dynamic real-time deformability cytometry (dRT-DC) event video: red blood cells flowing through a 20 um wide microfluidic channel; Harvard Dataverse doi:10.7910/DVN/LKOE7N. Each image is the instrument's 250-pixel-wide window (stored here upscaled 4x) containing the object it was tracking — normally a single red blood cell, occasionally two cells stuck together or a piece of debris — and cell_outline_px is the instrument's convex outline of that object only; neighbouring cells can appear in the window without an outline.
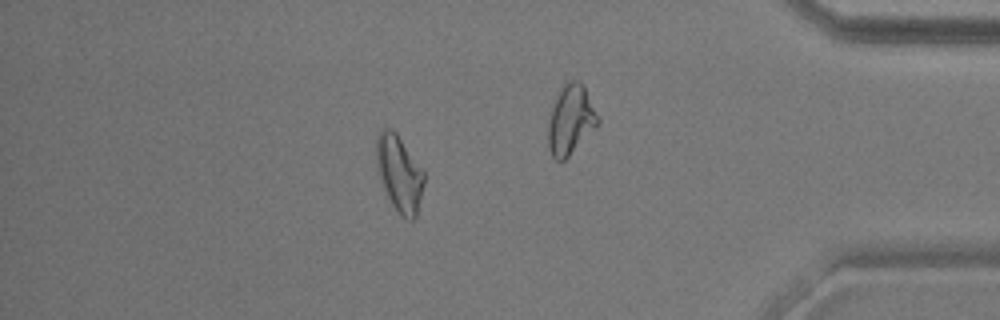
{"species": "common noctule bat (a hibernating species)", "species_latin": "Nyctalus noctula", "temperature_condition": "warm", "stored_images_in_passage": 54, "camera_frame_rate_fps": 3000, "um_per_image_px": 0.085, "animal": {"sex": "male", "body_mass_g": 17.9}, "frame": {"image": 1, "passage_image": 46, "time_ms": 15.0, "image_size_px": [1000, 320], "cell_outline_px": [[424, 184], [416, 216], [412, 220], [408, 220], [400, 216], [396, 212], [384, 196], [376, 168], [376, 140], [380, 128], [392, 128], [396, 132], [424, 172]], "centroid_in_image_um": [33.89, 14.78], "position_along_channel_um": 401.3, "area_um2": 21.73}, "authors_computed_cell_mechanics": {"area_um2": 20.1144, "velocity_mm_per_s": 3.8002, "shape_relaxation_time_tau1_ms": 10.9797, "shape_relaxation_time_tau2_ms": 2.6463, "deformation_change_tau1": 0.2546, "deformation_change_tau2": 0.1175}}